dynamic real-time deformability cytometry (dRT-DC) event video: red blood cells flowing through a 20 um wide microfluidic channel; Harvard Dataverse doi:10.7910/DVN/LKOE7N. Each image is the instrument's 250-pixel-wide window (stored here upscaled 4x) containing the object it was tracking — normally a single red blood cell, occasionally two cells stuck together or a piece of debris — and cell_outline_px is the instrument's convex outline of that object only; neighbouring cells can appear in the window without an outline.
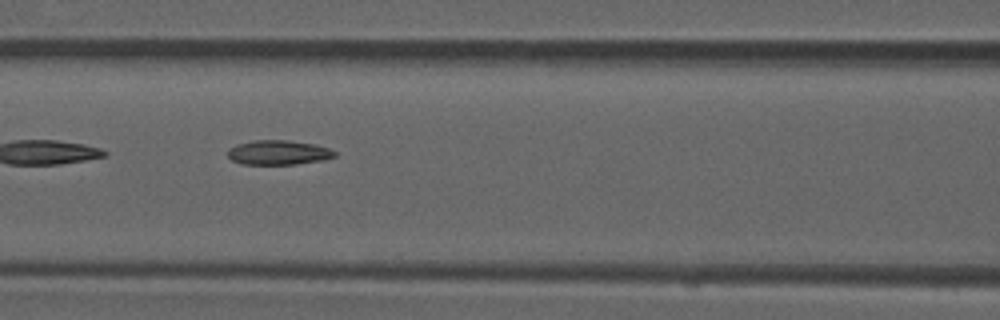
{"species": "common noctule bat (a hibernating species)", "species_latin": "Nyctalus noctula", "temperature_condition": "room temperature", "stored_images_in_passage": 6, "camera_frame_rate_fps": 3000, "um_per_image_px": 0.085, "animal": {"sex": "male", "forearm_length_mm": 52.5}, "frame": {"image": 1, "passage_image": 3, "time_ms": 0.667, "image_size_px": [1000, 320], "cell_outline_px": [[336, 156], [324, 160], [296, 164], [240, 164], [232, 160], [228, 156], [228, 148], [236, 144], [252, 140], [288, 140], [312, 144], [328, 148], [336, 152]], "centroid_in_image_um": [23.63, 12.96], "position_along_channel_um": 143.0, "area_um2": 15.32}}
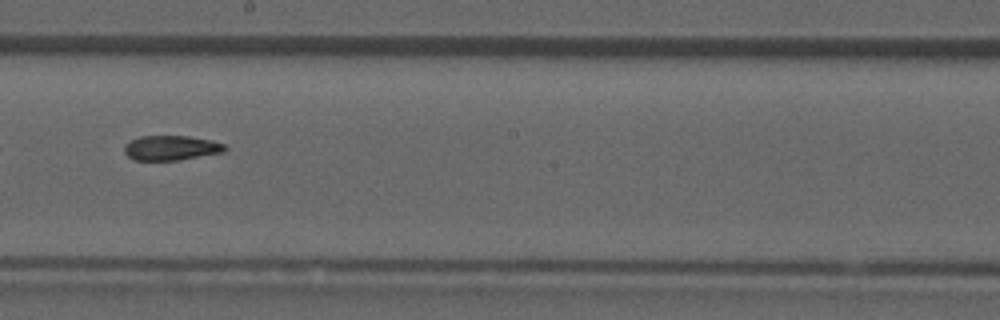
{"frame": {"image": 2, "passage_image": 5, "time_ms": 1.333, "image_size_px": [1000, 320], "cell_outline_px": [[228, 148], [224, 152], [180, 160], [132, 160], [124, 152], [124, 144], [140, 136], [188, 136], [212, 140], [224, 144]], "centroid_in_image_um": [14.55, 12.57], "position_along_channel_um": 233.6, "area_um2": 14.62}}
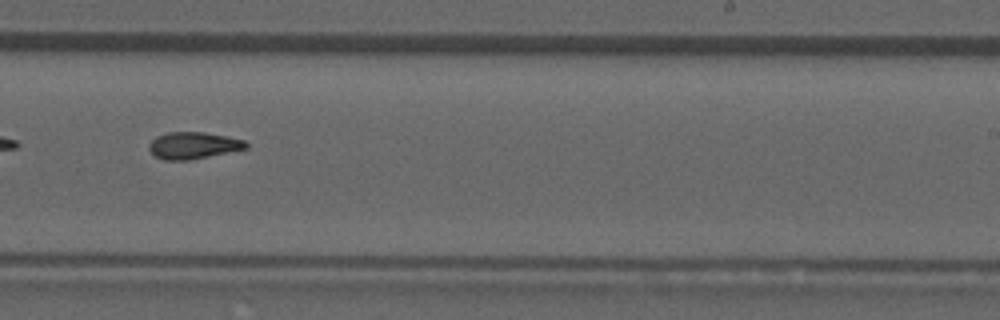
{"frame": {"image": 3, "passage_image": 6, "time_ms": 1.667, "image_size_px": [1000, 320], "cell_outline_px": [[248, 148], [188, 160], [164, 160], [156, 156], [148, 148], [148, 144], [156, 136], [168, 132], [204, 132], [228, 136], [244, 140], [248, 144]], "centroid_in_image_um": [16.42, 12.35], "position_along_channel_um": 272.6, "area_um2": 15.09}}